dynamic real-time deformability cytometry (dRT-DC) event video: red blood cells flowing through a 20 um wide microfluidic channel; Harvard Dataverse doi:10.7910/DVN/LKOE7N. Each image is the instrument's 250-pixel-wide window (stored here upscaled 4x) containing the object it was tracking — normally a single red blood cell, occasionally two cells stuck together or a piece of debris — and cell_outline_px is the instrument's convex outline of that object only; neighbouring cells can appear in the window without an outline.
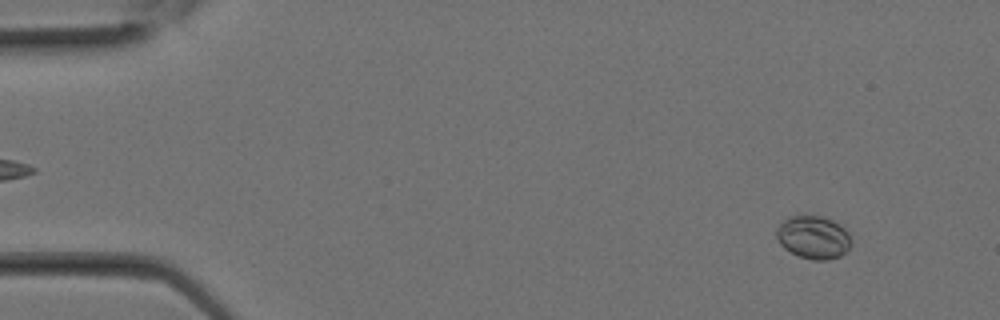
{"species": "Egyptian fruit bat (a non-hibernating species)", "species_latin": "Rousettus aegyptiacus", "temperature_condition": "room temperature", "stored_images_in_passage": 13, "camera_frame_rate_fps": 3000, "um_per_image_px": 0.085, "animal": {"sex": "female"}, "frame": {"image": 1, "passage_image": 2, "time_ms": 0.333, "image_size_px": [1000, 320], "cell_outline_px": [[848, 248], [840, 256], [828, 260], [812, 260], [800, 256], [784, 248], [780, 244], [776, 236], [776, 228], [788, 216], [820, 216], [832, 220], [844, 228], [848, 232]], "centroid_in_image_um": [69.09, 20.17], "position_along_channel_um": 15.9, "area_um2": 18.38}}
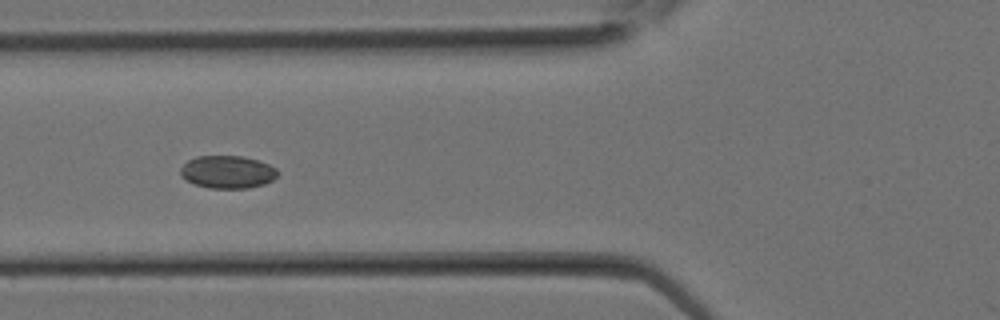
{"frame": {"image": 2, "passage_image": 10, "time_ms": 3.0, "image_size_px": [1000, 320], "cell_outline_px": [[276, 176], [272, 180], [264, 184], [248, 188], [208, 188], [192, 184], [180, 176], [180, 168], [188, 160], [196, 156], [240, 156], [260, 160], [276, 168]], "centroid_in_image_um": [19.3, 14.62], "position_along_channel_um": 106.5, "area_um2": 18.61}}
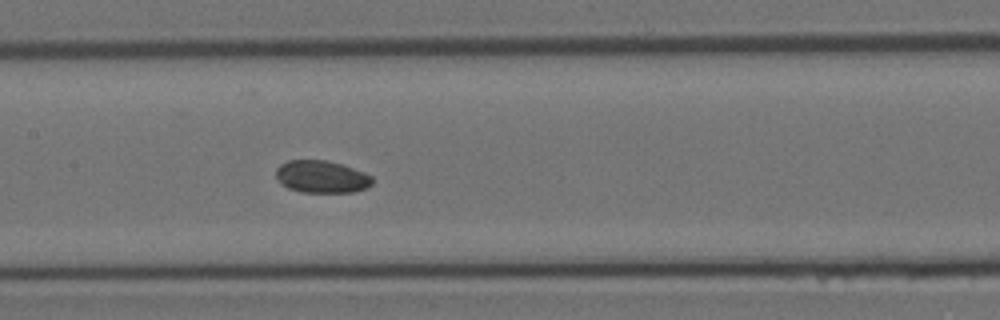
{"frame": {"image": 3, "passage_image": 13, "time_ms": 4.0, "image_size_px": [1000, 320], "cell_outline_px": [[372, 184], [368, 188], [352, 192], [300, 192], [288, 188], [280, 184], [276, 180], [276, 168], [280, 164], [288, 160], [324, 160], [344, 164], [364, 172], [372, 176]], "centroid_in_image_um": [27.32, 15.02], "position_along_channel_um": 180.1, "area_um2": 18.44}}